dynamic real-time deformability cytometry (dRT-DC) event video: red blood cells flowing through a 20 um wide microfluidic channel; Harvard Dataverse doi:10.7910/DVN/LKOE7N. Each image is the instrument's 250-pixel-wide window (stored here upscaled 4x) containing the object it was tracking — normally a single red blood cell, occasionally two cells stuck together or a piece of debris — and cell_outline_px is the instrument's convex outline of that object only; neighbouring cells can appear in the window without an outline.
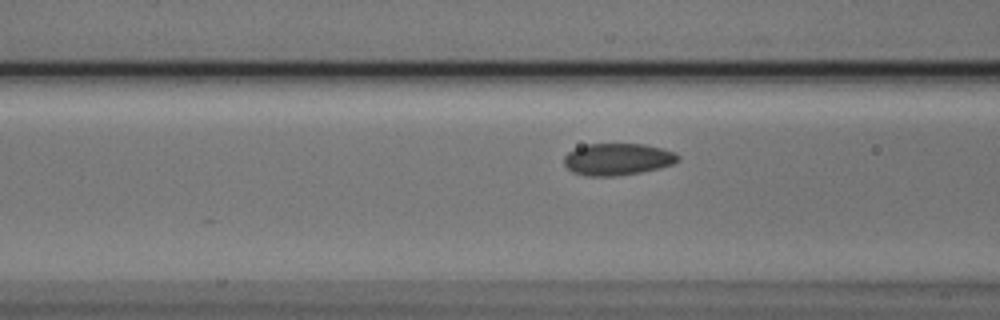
{"species": "Egyptian fruit bat (a non-hibernating species)", "species_latin": "Rousettus aegyptiacus", "temperature_condition": "cold", "stored_images_in_passage": 12, "camera_frame_rate_fps": 3000, "um_per_image_px": 0.085, "animal": {"sex": "male"}, "frame": {"image": 1, "passage_image": 4, "time_ms": 1.0, "image_size_px": [1000, 320], "cell_outline_px": [[680, 160], [672, 164], [660, 168], [640, 172], [616, 176], [588, 176], [572, 172], [564, 164], [564, 156], [568, 152], [584, 144], [644, 144], [676, 152], [680, 156]], "centroid_in_image_um": [52.5, 13.53], "position_along_channel_um": 114.1, "area_um2": 21.27}}
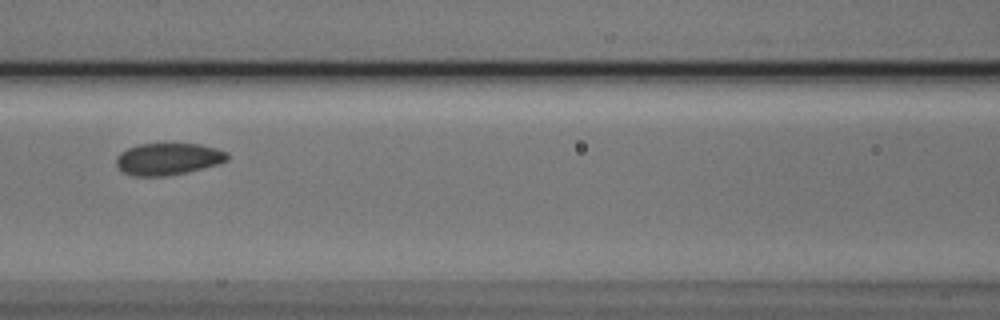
{"frame": {"image": 2, "passage_image": 7, "time_ms": 2.0, "image_size_px": [1000, 320], "cell_outline_px": [[228, 160], [204, 168], [164, 176], [132, 176], [124, 172], [116, 164], [116, 156], [120, 152], [128, 148], [140, 144], [200, 144], [216, 148], [228, 152]], "centroid_in_image_um": [14.28, 13.51], "position_along_channel_um": 152.3, "area_um2": 20.52}}
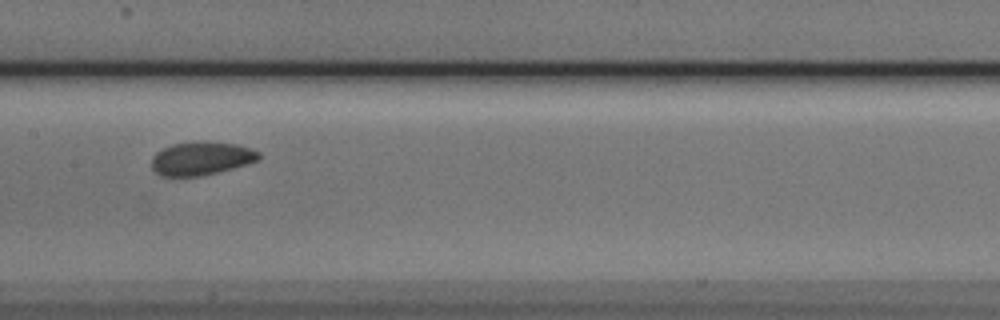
{"frame": {"image": 3, "passage_image": 10, "time_ms": 3.0, "image_size_px": [1000, 320], "cell_outline_px": [[260, 160], [248, 164], [200, 176], [160, 176], [152, 168], [152, 156], [160, 148], [172, 144], [236, 144], [260, 152]], "centroid_in_image_um": [17.08, 13.51], "position_along_channel_um": 190.3, "area_um2": 20.11}}